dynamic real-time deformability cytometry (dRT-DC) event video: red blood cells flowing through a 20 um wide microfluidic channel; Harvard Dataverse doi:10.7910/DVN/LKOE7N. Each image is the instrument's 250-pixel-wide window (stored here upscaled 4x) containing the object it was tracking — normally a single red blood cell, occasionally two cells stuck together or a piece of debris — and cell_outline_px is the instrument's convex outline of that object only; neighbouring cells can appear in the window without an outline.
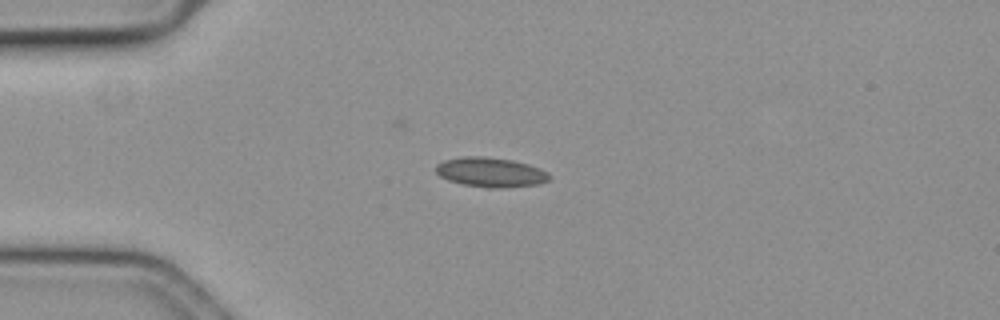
{"species": "common noctule bat (a hibernating species)", "species_latin": "Nyctalus noctula", "temperature_condition": "cold", "stored_images_in_passage": 8, "camera_frame_rate_fps": 3000, "um_per_image_px": 0.085, "animal": {"sex": "female", "body_mass_g": 19.3, "forearm_length_mm": 54.1}, "frame": {"image": 1, "passage_image": 1, "time_ms": 0.0, "image_size_px": [1000, 320], "cell_outline_px": [[552, 176], [548, 180], [536, 184], [504, 188], [484, 188], [460, 184], [448, 180], [440, 176], [436, 172], [436, 164], [444, 160], [464, 156], [480, 156], [512, 160], [528, 164], [540, 168], [548, 172]], "centroid_in_image_um": [41.69, 14.65], "position_along_channel_um": 43.3, "area_um2": 19.71}}
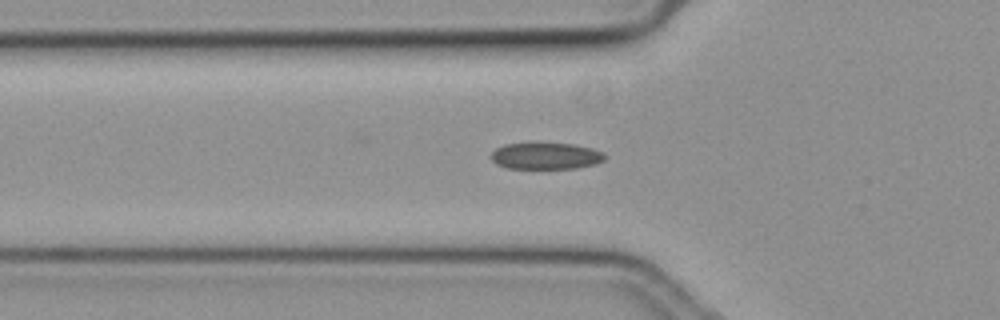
{"frame": {"image": 2, "passage_image": 6, "time_ms": 1.667, "image_size_px": [1000, 320], "cell_outline_px": [[604, 160], [596, 164], [576, 168], [504, 168], [496, 164], [492, 160], [492, 152], [496, 148], [504, 144], [532, 140], [536, 140], [572, 144], [592, 148], [604, 152]], "centroid_in_image_um": [46.35, 13.2], "position_along_channel_um": 79.4, "area_um2": 18.44}}